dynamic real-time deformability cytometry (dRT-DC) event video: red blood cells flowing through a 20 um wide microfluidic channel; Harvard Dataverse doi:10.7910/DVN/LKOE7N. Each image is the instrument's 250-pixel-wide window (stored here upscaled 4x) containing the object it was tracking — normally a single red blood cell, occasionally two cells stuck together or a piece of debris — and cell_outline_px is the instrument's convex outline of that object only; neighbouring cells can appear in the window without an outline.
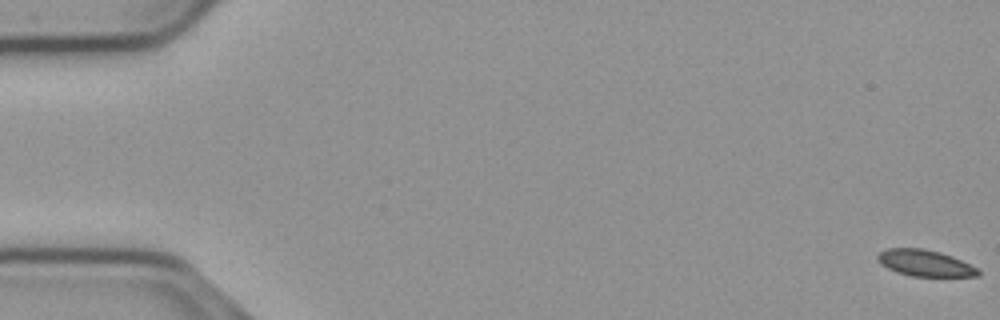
{"species": "common noctule bat (a hibernating species)", "species_latin": "Nyctalus noctula", "temperature_condition": "cold", "stored_images_in_passage": 57, "camera_frame_rate_fps": 3000, "um_per_image_px": 0.085, "animal": {"sex": "male", "body_mass_g": 23.1, "forearm_length_mm": 52.7}, "frame": {"image": 1, "passage_image": 1, "time_ms": 0.0, "image_size_px": [1000, 320], "cell_outline_px": [[980, 276], [912, 276], [896, 272], [880, 264], [876, 256], [880, 252], [888, 248], [920, 248], [940, 252], [952, 256], [976, 268], [980, 272]], "centroid_in_image_um": [78.58, 22.36], "position_along_channel_um": 6.4, "area_um2": 15.26}}
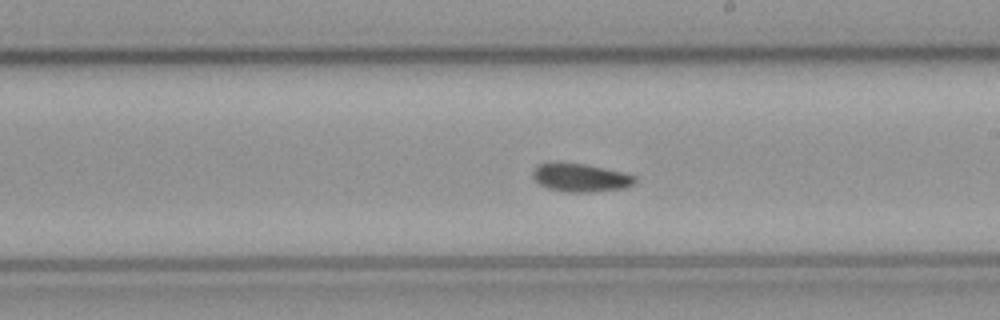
{"frame": {"image": 2, "passage_image": 33, "time_ms": 10.667, "image_size_px": [1000, 320], "cell_outline_px": [[636, 184], [624, 188], [592, 192], [564, 192], [548, 188], [540, 184], [532, 176], [532, 168], [540, 164], [556, 160], [560, 160], [588, 164], [624, 172], [636, 176]], "centroid_in_image_um": [49.33, 15.06], "position_along_channel_um": 239.7, "area_um2": 17.51}}
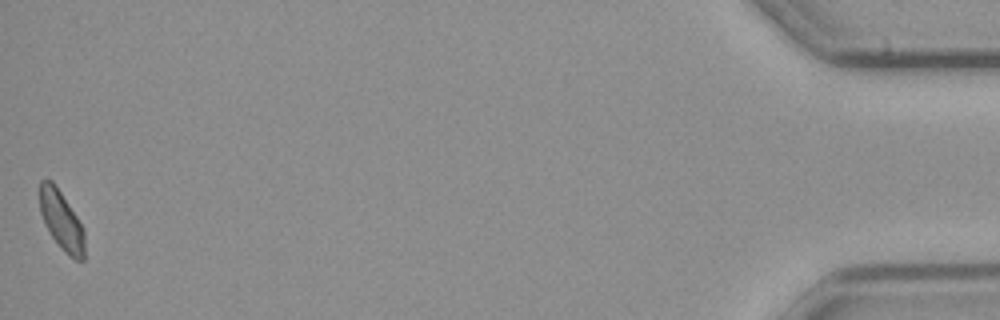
{"frame": {"image": 3, "passage_image": 57, "time_ms": 18.667, "image_size_px": [1000, 320], "cell_outline_px": [[84, 260], [76, 260], [68, 256], [60, 248], [44, 224], [40, 212], [40, 180], [52, 180], [84, 228]], "centroid_in_image_um": [5.22, 18.78], "position_along_channel_um": 430.0, "area_um2": 15.32}, "authors_computed_cell_mechanics": {"area_um2": 16.473, "velocity_mm_per_s": 3.6595, "shape_relaxation_time_tau1_ms": 4.5236, "shape_relaxation_time_tau2_ms": null, "deformation_change_tau1": 0.0823, "deformation_change_tau2": null}}